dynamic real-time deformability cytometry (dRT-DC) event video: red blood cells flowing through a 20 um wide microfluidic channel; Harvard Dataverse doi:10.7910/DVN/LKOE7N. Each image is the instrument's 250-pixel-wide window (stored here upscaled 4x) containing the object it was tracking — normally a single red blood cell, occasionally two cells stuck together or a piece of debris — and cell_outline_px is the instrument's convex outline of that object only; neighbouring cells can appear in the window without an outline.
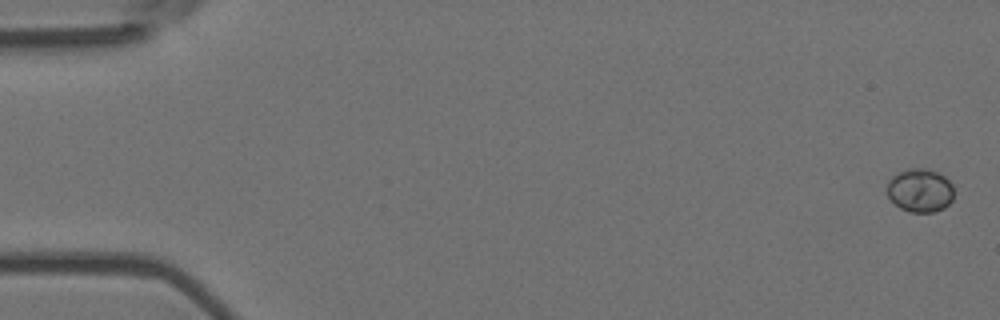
{"species": "Egyptian fruit bat (a non-hibernating species)", "species_latin": "Rousettus aegyptiacus", "temperature_condition": "room temperature", "stored_images_in_passage": 5, "camera_frame_rate_fps": 3000, "um_per_image_px": 0.085, "animal": {"sex": "female"}, "frame": {"image": 1, "passage_image": 1, "time_ms": 0.0, "image_size_px": [1000, 320], "cell_outline_px": [[952, 200], [944, 208], [932, 212], [908, 212], [900, 208], [888, 196], [888, 180], [892, 176], [908, 168], [928, 168], [944, 176], [952, 184]], "centroid_in_image_um": [78.2, 16.18], "position_along_channel_um": 6.8, "area_um2": 16.82}}
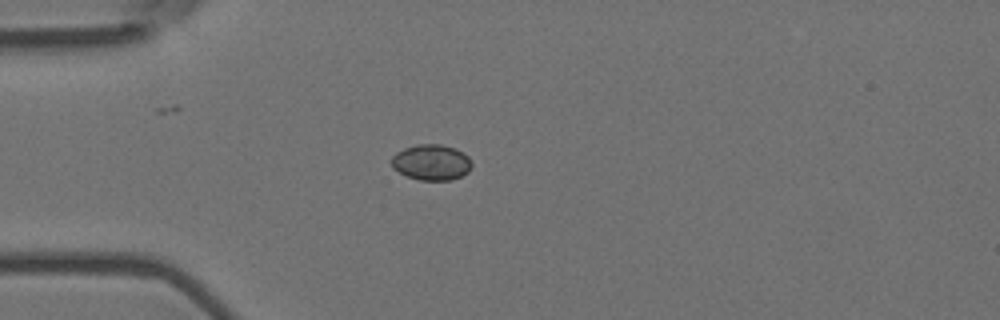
{"frame": {"image": 2, "passage_image": 5, "time_ms": 1.333, "image_size_px": [1000, 320], "cell_outline_px": [[472, 168], [468, 172], [452, 180], [420, 180], [408, 176], [392, 168], [392, 156], [396, 152], [404, 148], [416, 144], [440, 144], [456, 148], [468, 156], [472, 164]], "centroid_in_image_um": [36.68, 13.79], "position_along_channel_um": 48.3, "area_um2": 16.76}}